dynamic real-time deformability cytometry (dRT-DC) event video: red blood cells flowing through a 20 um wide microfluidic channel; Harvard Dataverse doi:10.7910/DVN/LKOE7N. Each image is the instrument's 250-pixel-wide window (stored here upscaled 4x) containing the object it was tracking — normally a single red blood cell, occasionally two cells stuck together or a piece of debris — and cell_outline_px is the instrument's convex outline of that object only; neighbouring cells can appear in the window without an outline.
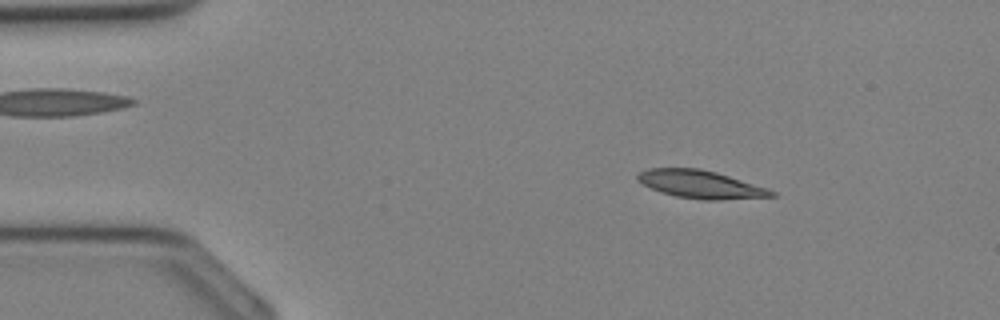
{"species": "Egyptian fruit bat (a non-hibernating species)", "species_latin": "Rousettus aegyptiacus", "temperature_condition": "cold", "stored_images_in_passage": 34, "camera_frame_rate_fps": 3000, "um_per_image_px": 0.085, "animal": {"sex": "female"}, "frame": {"image": 1, "passage_image": 5, "time_ms": 1.333, "image_size_px": [1000, 320], "cell_outline_px": [[776, 196], [720, 200], [704, 200], [676, 196], [652, 188], [636, 180], [636, 176], [640, 172], [648, 168], [700, 168], [716, 172], [768, 188], [776, 192]], "centroid_in_image_um": [59.58, 15.66], "position_along_channel_um": 25.4, "area_um2": 21.62}}
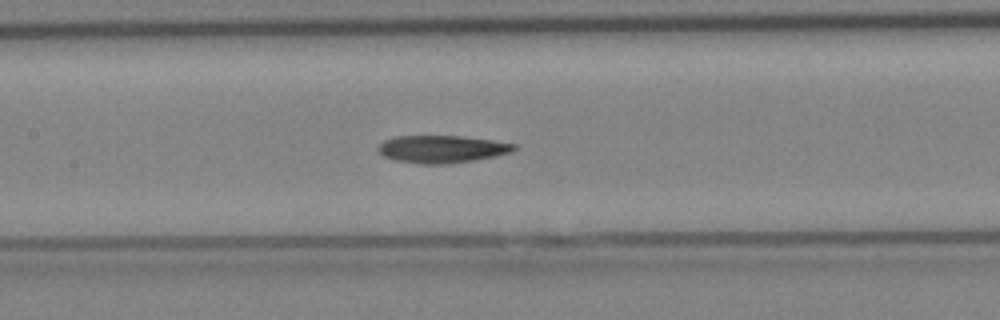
{"frame": {"image": 2, "passage_image": 16, "time_ms": 5.0, "image_size_px": [1000, 320], "cell_outline_px": [[520, 148], [508, 152], [492, 156], [472, 160], [440, 164], [420, 164], [396, 160], [384, 156], [376, 148], [384, 140], [396, 136], [460, 136], [492, 140], [516, 144]], "centroid_in_image_um": [37.53, 12.66], "position_along_channel_um": 169.9, "area_um2": 21.44}}
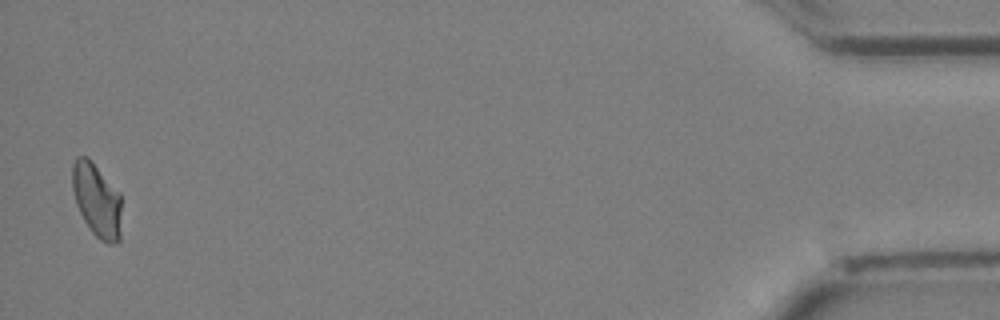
{"frame": {"image": 3, "passage_image": 34, "time_ms": 11.0, "image_size_px": [1000, 320], "cell_outline_px": [[120, 240], [116, 244], [108, 244], [100, 240], [92, 232], [84, 220], [76, 204], [72, 188], [72, 164], [76, 156], [88, 156], [120, 192]], "centroid_in_image_um": [8.22, 16.99], "position_along_channel_um": 427.0, "area_um2": 21.33}}